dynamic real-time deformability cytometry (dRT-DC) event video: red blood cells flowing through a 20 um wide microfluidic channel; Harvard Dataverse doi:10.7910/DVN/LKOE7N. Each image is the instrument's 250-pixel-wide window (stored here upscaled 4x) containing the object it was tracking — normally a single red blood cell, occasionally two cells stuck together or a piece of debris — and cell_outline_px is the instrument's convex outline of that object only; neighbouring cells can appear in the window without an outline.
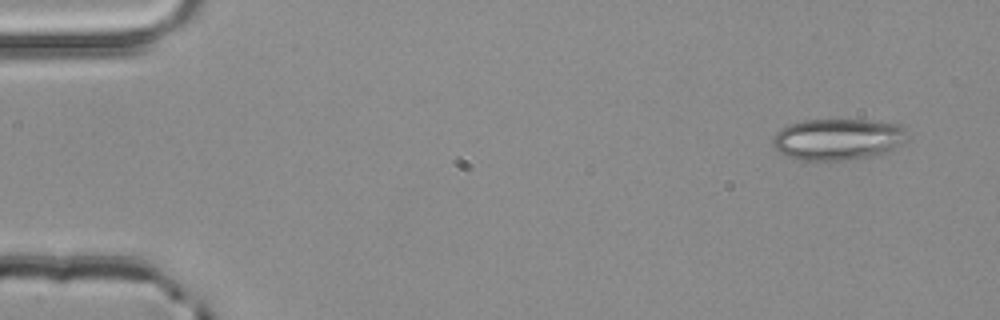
{"species": "common noctule bat (a hibernating species)", "species_latin": "Nyctalus noctula", "temperature_condition": "room temperature", "stored_images_in_passage": 4, "camera_frame_rate_fps": 3000, "um_per_image_px": 0.085, "animal": {"sex": "male", "body_mass_g": 20.4}, "frame": {"image": 1, "passage_image": 1, "time_ms": 0.0, "image_size_px": [1000, 320], "cell_outline_px": [[904, 140], [900, 144], [888, 152], [848, 160], [800, 160], [788, 156], [780, 152], [772, 144], [772, 136], [780, 128], [788, 124], [804, 120], [868, 120], [900, 124], [904, 128]], "centroid_in_image_um": [71.16, 11.83], "position_along_channel_um": 13.8, "area_um2": 32.31}}